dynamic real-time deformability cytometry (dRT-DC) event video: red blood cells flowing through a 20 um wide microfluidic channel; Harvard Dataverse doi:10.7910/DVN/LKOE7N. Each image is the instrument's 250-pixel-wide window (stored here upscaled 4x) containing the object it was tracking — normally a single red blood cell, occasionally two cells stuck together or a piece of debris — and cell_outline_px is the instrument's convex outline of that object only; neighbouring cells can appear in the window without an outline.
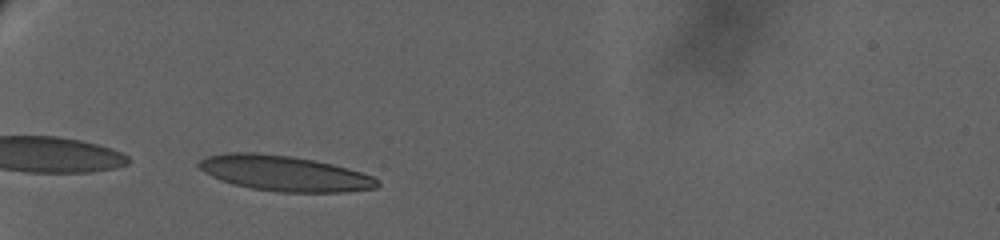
{"species": "human", "species_latin": "Homo sapiens", "temperature_condition": "warm", "stored_images_in_passage": 28, "camera_frame_rate_fps": 3000, "um_per_image_px": 0.085, "donor": {"sex": "female"}, "frame": {"image": 1, "passage_image": 1, "time_ms": 0.0, "image_size_px": [1000, 240], "cell_outline_px": [[380, 184], [376, 188], [348, 192], [280, 192], [252, 188], [232, 184], [220, 180], [204, 172], [196, 164], [200, 160], [208, 156], [228, 152], [256, 152], [292, 156], [332, 164], [348, 168], [372, 176], [380, 180]], "centroid_in_image_um": [24.18, 14.73], "position_along_channel_um": 60.8, "area_um2": 36.88}}
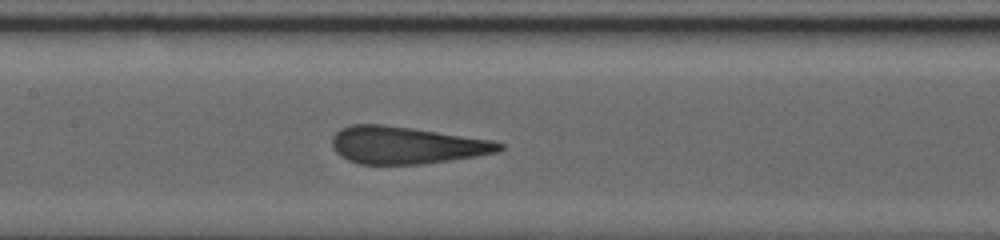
{"frame": {"image": 2, "passage_image": 14, "time_ms": 4.667, "image_size_px": [1000, 240], "cell_outline_px": [[504, 148], [496, 152], [476, 156], [424, 164], [360, 164], [348, 160], [340, 156], [332, 148], [332, 136], [340, 128], [352, 124], [384, 124], [412, 128], [492, 140], [504, 144]], "centroid_in_image_um": [34.49, 12.34], "position_along_channel_um": 172.9, "area_um2": 36.36}}
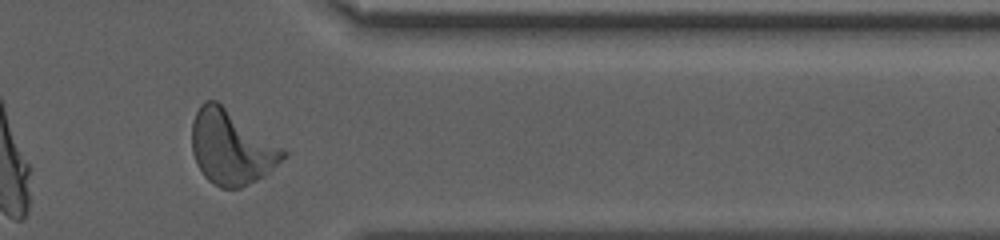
{"frame": {"image": 3, "passage_image": 25, "time_ms": 12.333, "image_size_px": [1000, 240], "cell_outline_px": [[288, 156], [264, 176], [240, 188], [220, 188], [208, 180], [204, 176], [196, 164], [192, 152], [192, 120], [200, 104], [204, 100], [216, 100], [284, 148], [288, 152]], "centroid_in_image_um": [19.66, 12.53], "position_along_channel_um": 391.7, "area_um2": 39.65}, "authors_computed_cell_mechanics": {"area_um2": 37.1943, "velocity_mm_per_s": 2.9149, "shape_relaxation_time_tau1_ms": 7.9528, "shape_relaxation_time_tau2_ms": null, "deformation_change_tau1": 0.2625, "deformation_change_tau2": null}}